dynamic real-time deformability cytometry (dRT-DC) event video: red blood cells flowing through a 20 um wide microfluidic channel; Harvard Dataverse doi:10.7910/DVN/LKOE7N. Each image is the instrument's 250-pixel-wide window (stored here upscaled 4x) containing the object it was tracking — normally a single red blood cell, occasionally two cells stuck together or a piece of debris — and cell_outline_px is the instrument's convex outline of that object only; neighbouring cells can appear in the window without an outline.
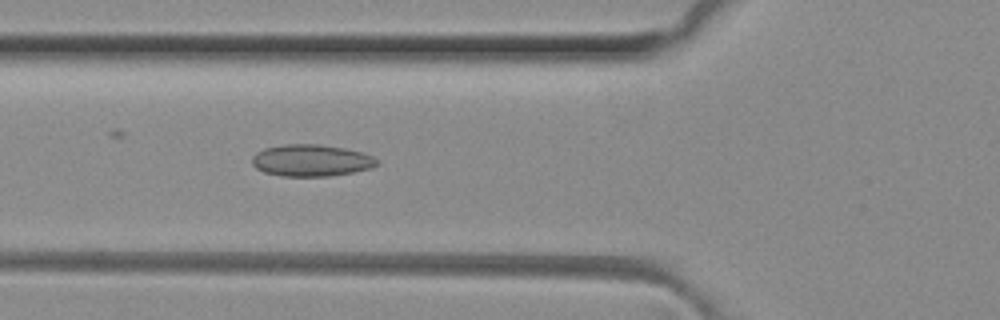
{"species": "common noctule bat (a hibernating species)", "species_latin": "Nyctalus noctula", "temperature_condition": "room temperature", "stored_images_in_passage": 49, "camera_frame_rate_fps": 3000, "um_per_image_px": 0.085, "animal": {"sex": "female", "body_mass_g": 29.2, "forearm_length_mm": 56.3}, "frame": {"image": 1, "passage_image": 17, "time_ms": 5.333, "image_size_px": [1000, 320], "cell_outline_px": [[380, 164], [372, 168], [352, 172], [328, 176], [280, 176], [264, 172], [256, 168], [252, 164], [252, 156], [256, 152], [264, 148], [284, 144], [316, 144], [344, 148], [360, 152], [372, 156], [380, 160]], "centroid_in_image_um": [26.45, 13.64], "position_along_channel_um": 99.3, "area_um2": 23.24}}
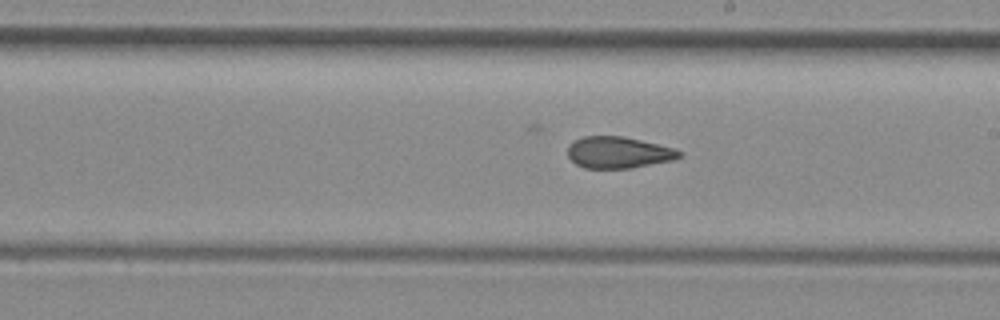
{"frame": {"image": 2, "passage_image": 27, "time_ms": 8.667, "image_size_px": [1000, 320], "cell_outline_px": [[680, 156], [672, 160], [632, 168], [584, 168], [576, 164], [568, 156], [568, 144], [584, 136], [624, 136], [676, 148], [680, 152]], "centroid_in_image_um": [52.55, 12.95], "position_along_channel_um": 236.4, "area_um2": 20.46}}
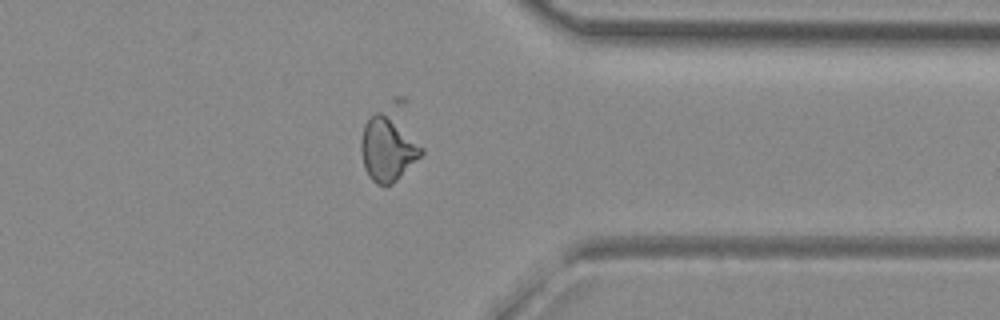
{"frame": {"image": 3, "passage_image": 38, "time_ms": 12.333, "image_size_px": [1000, 320], "cell_outline_px": [[424, 152], [392, 184], [384, 188], [376, 184], [368, 176], [364, 168], [360, 148], [360, 140], [364, 124], [392, 96], [404, 96], [408, 100], [424, 148]], "centroid_in_image_um": [33.18, 12.06], "position_along_channel_um": 378.2, "area_um2": 28.73}}